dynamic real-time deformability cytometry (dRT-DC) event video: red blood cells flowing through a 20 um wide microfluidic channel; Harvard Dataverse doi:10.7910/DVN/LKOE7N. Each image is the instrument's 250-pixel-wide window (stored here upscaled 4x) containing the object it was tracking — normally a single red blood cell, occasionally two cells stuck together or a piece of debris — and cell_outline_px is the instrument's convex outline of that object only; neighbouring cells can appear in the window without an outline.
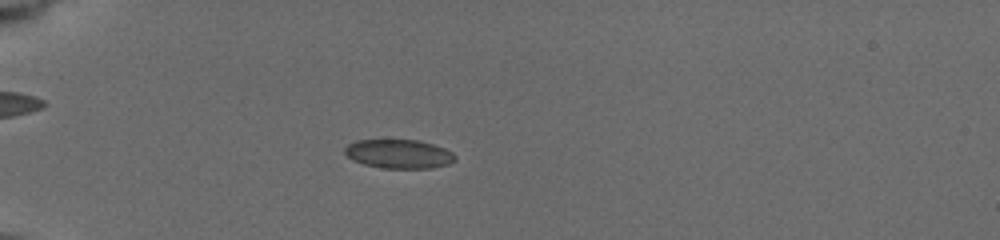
{"species": "common noctule bat (a hibernating species)", "species_latin": "Nyctalus noctula", "temperature_condition": "cold", "stored_images_in_passage": 9, "camera_frame_rate_fps": 3000, "um_per_image_px": 0.085, "animal": {"sex": "female", "body_mass_g": 19.5, "forearm_length_mm": 54.1}, "frame": {"image": 1, "passage_image": 4, "time_ms": 3.333, "image_size_px": [1000, 240], "cell_outline_px": [[456, 160], [448, 164], [432, 168], [380, 168], [364, 164], [352, 160], [344, 152], [344, 148], [348, 144], [356, 140], [416, 140], [432, 144], [444, 148], [452, 152], [456, 156]], "centroid_in_image_um": [33.89, 13.09], "position_along_channel_um": 51.1, "area_um2": 18.61}}
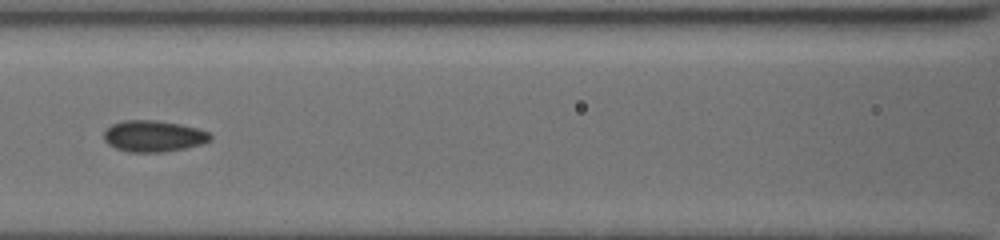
{"frame": {"image": 2, "passage_image": 7, "time_ms": 6.667, "image_size_px": [1000, 240], "cell_outline_px": [[212, 140], [200, 144], [184, 148], [164, 152], [128, 152], [116, 148], [108, 144], [104, 140], [104, 132], [112, 124], [124, 120], [156, 120], [180, 124], [196, 128], [208, 132], [212, 136]], "centroid_in_image_um": [13.04, 11.57], "position_along_channel_um": 153.6, "area_um2": 19.36}}
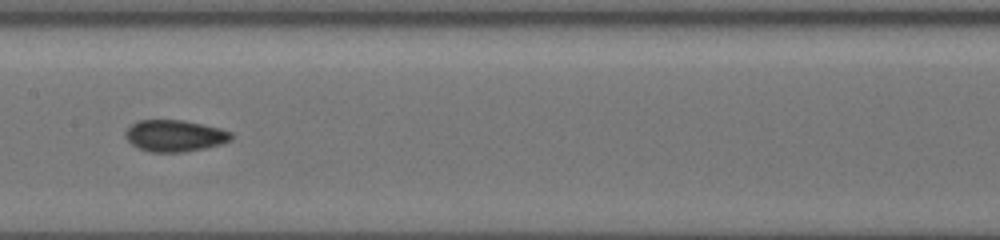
{"frame": {"image": 3, "passage_image": 8, "time_ms": 7.667, "image_size_px": [1000, 240], "cell_outline_px": [[232, 140], [220, 144], [204, 148], [184, 152], [148, 152], [132, 144], [124, 136], [124, 132], [132, 124], [140, 120], [184, 120], [204, 124], [220, 128], [232, 132]], "centroid_in_image_um": [14.86, 11.53], "position_along_channel_um": 192.5, "area_um2": 19.54}}